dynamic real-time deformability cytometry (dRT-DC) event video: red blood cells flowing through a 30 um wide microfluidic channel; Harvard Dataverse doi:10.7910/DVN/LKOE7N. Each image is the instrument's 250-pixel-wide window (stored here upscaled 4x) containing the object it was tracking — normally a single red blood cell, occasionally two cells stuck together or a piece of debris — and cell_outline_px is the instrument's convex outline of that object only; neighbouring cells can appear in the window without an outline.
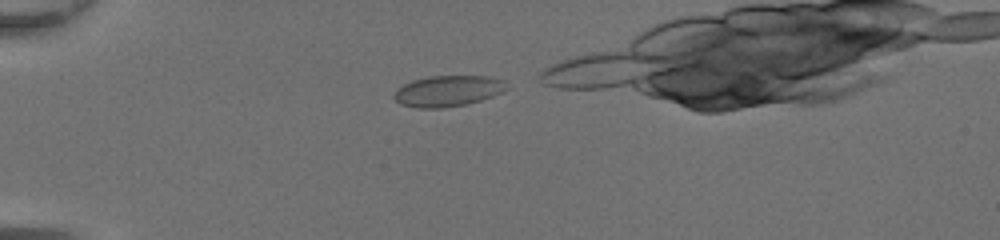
{"species": "common noctule bat (a hibernating species)", "species_latin": "Nyctalus noctula", "temperature_condition": "room temperature", "stored_images_in_passage": 13, "camera_frame_rate_fps": 3000, "um_per_image_px": 0.085, "animal": {"sex": "female", "body_mass_g": 20.0, "forearm_length_mm": 54.0}, "frame": {"image": 1, "passage_image": 1, "time_ms": 0.0, "image_size_px": [1000, 240], "cell_outline_px": [[512, 88], [504, 92], [468, 104], [444, 108], [416, 108], [400, 104], [392, 96], [396, 88], [412, 80], [428, 76], [488, 76], [504, 80]], "centroid_in_image_um": [38.1, 7.73], "position_along_channel_um": 46.9, "area_um2": 20.75}}
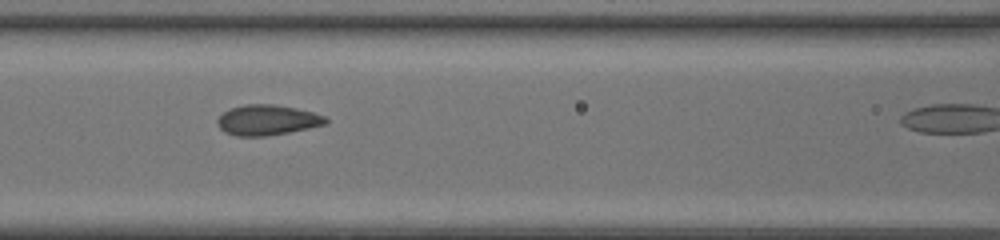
{"frame": {"image": 2, "passage_image": 10, "time_ms": 3.0, "image_size_px": [1000, 240], "cell_outline_px": [[328, 124], [288, 132], [264, 136], [236, 136], [224, 132], [216, 124], [216, 120], [224, 112], [232, 108], [244, 104], [272, 104], [296, 108], [312, 112], [324, 116], [328, 120]], "centroid_in_image_um": [22.7, 10.2], "position_along_channel_um": 143.9, "area_um2": 19.07}}